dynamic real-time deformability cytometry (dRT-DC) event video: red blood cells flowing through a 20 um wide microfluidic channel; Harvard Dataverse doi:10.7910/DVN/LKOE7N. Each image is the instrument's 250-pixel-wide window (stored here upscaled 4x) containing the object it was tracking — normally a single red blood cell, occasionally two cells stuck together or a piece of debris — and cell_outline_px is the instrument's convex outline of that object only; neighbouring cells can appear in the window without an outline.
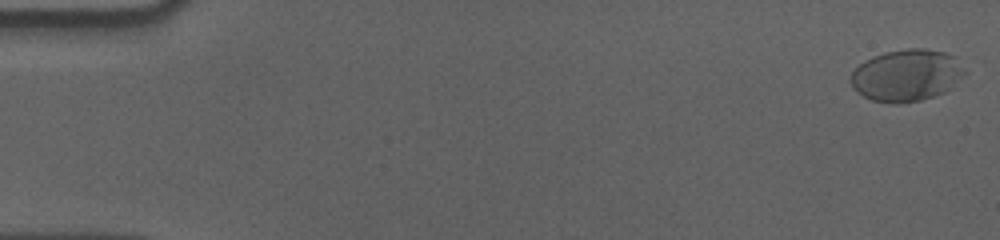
{"species": "human", "species_latin": "Homo sapiens", "temperature_condition": "cold", "stored_images_in_passage": 58, "camera_frame_rate_fps": 3000, "um_per_image_px": 0.085, "donor": {"sex": "male"}, "frame": {"image": 1, "passage_image": 1, "time_ms": 0.0, "image_size_px": [1000, 240], "cell_outline_px": [[968, 72], [964, 76], [944, 92], [920, 100], [872, 100], [856, 92], [852, 88], [848, 80], [852, 72], [864, 60], [872, 56], [884, 52], [908, 48], [924, 48], [944, 52], [956, 56]], "centroid_in_image_um": [77.07, 6.34], "position_along_channel_um": 7.9, "area_um2": 34.1}}
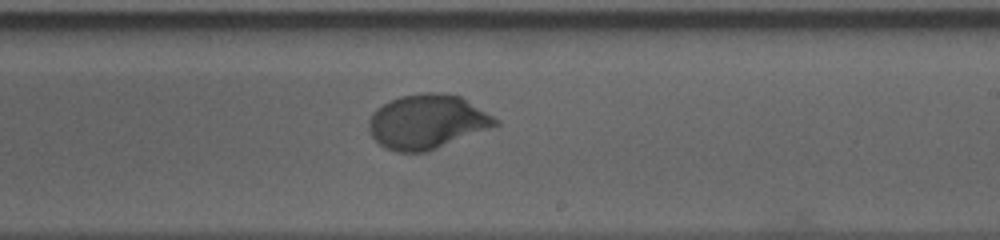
{"frame": {"image": 2, "passage_image": 35, "time_ms": 11.333, "image_size_px": [1000, 240], "cell_outline_px": [[500, 124], [424, 152], [396, 152], [384, 148], [372, 136], [368, 128], [368, 120], [372, 112], [376, 108], [400, 96], [424, 92], [440, 92], [460, 96], [500, 120]], "centroid_in_image_um": [36.27, 10.33], "position_along_channel_um": 252.7, "area_um2": 39.71}}
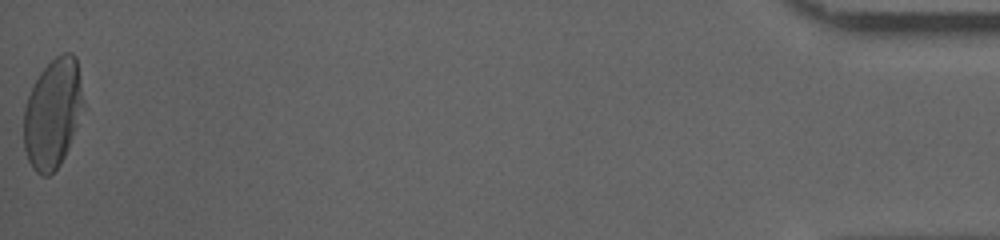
{"frame": {"image": 3, "passage_image": 58, "time_ms": 19.0, "image_size_px": [1000, 240], "cell_outline_px": [[84, 104], [68, 148], [60, 164], [48, 176], [40, 176], [32, 168], [28, 160], [24, 148], [24, 108], [28, 96], [40, 72], [56, 56], [64, 52], [72, 52], [76, 56]], "centroid_in_image_um": [4.47, 9.64], "position_along_channel_um": 430.7, "area_um2": 37.69}, "authors_computed_cell_mechanics": {"area_um2": 37.281, "velocity_mm_per_s": 3.5606, "shape_relaxation_time_tau1_ms": 4.0604, "shape_relaxation_time_tau2_ms": null, "deformation_change_tau1": 0.1599, "deformation_change_tau2": null}}